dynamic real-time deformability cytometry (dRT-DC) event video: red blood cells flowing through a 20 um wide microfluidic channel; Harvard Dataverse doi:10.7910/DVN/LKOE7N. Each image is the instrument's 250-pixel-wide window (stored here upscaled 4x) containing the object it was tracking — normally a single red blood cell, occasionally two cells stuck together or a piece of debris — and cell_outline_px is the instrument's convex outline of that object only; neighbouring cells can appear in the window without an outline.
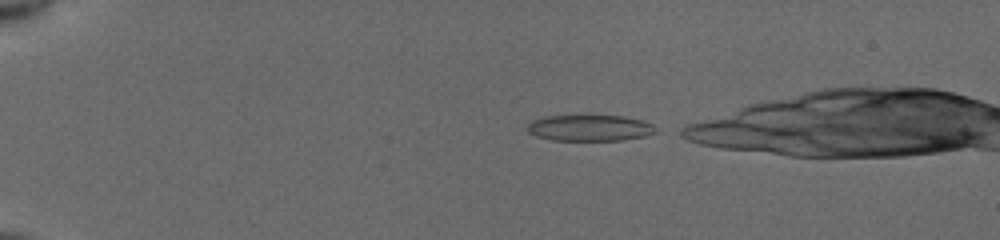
{"species": "common noctule bat (a hibernating species)", "species_latin": "Nyctalus noctula", "temperature_condition": "cold", "stored_images_in_passage": 37, "camera_frame_rate_fps": 3000, "um_per_image_px": 0.085, "animal": {"sex": "female", "body_mass_g": 19.5, "forearm_length_mm": 54.1}, "frame": {"image": 1, "passage_image": 1, "time_ms": 0.0, "image_size_px": [1000, 240], "cell_outline_px": [[656, 132], [644, 136], [620, 140], [552, 140], [536, 136], [528, 132], [524, 128], [532, 120], [544, 116], [624, 116], [640, 120], [652, 124], [656, 128]], "centroid_in_image_um": [50.07, 10.87], "position_along_channel_um": 34.9, "area_um2": 19.48}}
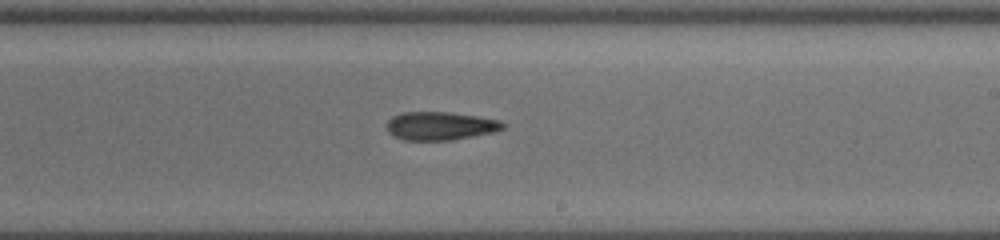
{"frame": {"image": 2, "passage_image": 23, "time_ms": 7.333, "image_size_px": [1000, 240], "cell_outline_px": [[508, 124], [504, 128], [496, 132], [452, 140], [404, 140], [392, 136], [388, 132], [384, 124], [392, 116], [400, 112], [448, 112], [480, 116], [500, 120]], "centroid_in_image_um": [37.43, 10.7], "position_along_channel_um": 251.6, "area_um2": 19.65}}
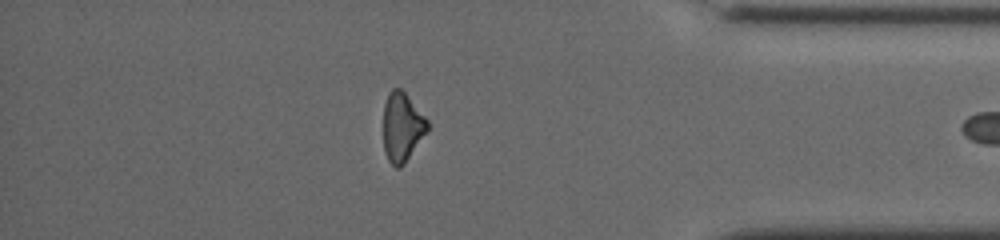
{"frame": {"image": 3, "passage_image": 36, "time_ms": 11.667, "image_size_px": [1000, 240], "cell_outline_px": [[428, 132], [404, 164], [400, 168], [396, 168], [388, 160], [384, 152], [384, 104], [388, 92], [392, 88], [400, 88], [404, 92], [428, 120]], "centroid_in_image_um": [34.18, 10.81], "position_along_channel_um": 401.0, "area_um2": 17.8}}